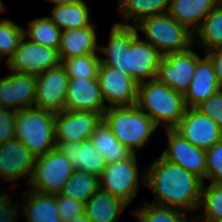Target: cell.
<instances>
[{"label":"cell","instance_id":"cell-1","mask_svg":"<svg viewBox=\"0 0 222 222\" xmlns=\"http://www.w3.org/2000/svg\"><path fill=\"white\" fill-rule=\"evenodd\" d=\"M100 65L130 75L138 84L156 79L163 55L137 34L133 25L114 23L108 44L99 45Z\"/></svg>","mask_w":222,"mask_h":222},{"label":"cell","instance_id":"cell-2","mask_svg":"<svg viewBox=\"0 0 222 222\" xmlns=\"http://www.w3.org/2000/svg\"><path fill=\"white\" fill-rule=\"evenodd\" d=\"M203 181L180 165L161 155L145 167V184L153 196L151 204L195 214L200 201Z\"/></svg>","mask_w":222,"mask_h":222},{"label":"cell","instance_id":"cell-3","mask_svg":"<svg viewBox=\"0 0 222 222\" xmlns=\"http://www.w3.org/2000/svg\"><path fill=\"white\" fill-rule=\"evenodd\" d=\"M136 105L164 129H174L187 109L183 94L157 79L138 84Z\"/></svg>","mask_w":222,"mask_h":222},{"label":"cell","instance_id":"cell-4","mask_svg":"<svg viewBox=\"0 0 222 222\" xmlns=\"http://www.w3.org/2000/svg\"><path fill=\"white\" fill-rule=\"evenodd\" d=\"M103 121L116 139L134 154L147 145L159 128L137 105L109 107L103 113Z\"/></svg>","mask_w":222,"mask_h":222},{"label":"cell","instance_id":"cell-5","mask_svg":"<svg viewBox=\"0 0 222 222\" xmlns=\"http://www.w3.org/2000/svg\"><path fill=\"white\" fill-rule=\"evenodd\" d=\"M137 34L163 56L181 52L194 45V33L179 24L168 12L146 17L134 25ZM141 33H143L141 36Z\"/></svg>","mask_w":222,"mask_h":222},{"label":"cell","instance_id":"cell-6","mask_svg":"<svg viewBox=\"0 0 222 222\" xmlns=\"http://www.w3.org/2000/svg\"><path fill=\"white\" fill-rule=\"evenodd\" d=\"M15 139L36 157L48 153L56 147L55 113L35 106L16 111Z\"/></svg>","mask_w":222,"mask_h":222},{"label":"cell","instance_id":"cell-7","mask_svg":"<svg viewBox=\"0 0 222 222\" xmlns=\"http://www.w3.org/2000/svg\"><path fill=\"white\" fill-rule=\"evenodd\" d=\"M138 154L108 163L99 176L100 188L129 205L137 196L140 182L145 184V169L139 171Z\"/></svg>","mask_w":222,"mask_h":222},{"label":"cell","instance_id":"cell-8","mask_svg":"<svg viewBox=\"0 0 222 222\" xmlns=\"http://www.w3.org/2000/svg\"><path fill=\"white\" fill-rule=\"evenodd\" d=\"M74 167L67 157L55 147L35 159L29 188L46 195L60 194L63 185L70 179Z\"/></svg>","mask_w":222,"mask_h":222},{"label":"cell","instance_id":"cell-9","mask_svg":"<svg viewBox=\"0 0 222 222\" xmlns=\"http://www.w3.org/2000/svg\"><path fill=\"white\" fill-rule=\"evenodd\" d=\"M195 47L165 54L159 62L156 79L184 95L195 74L197 61L202 57Z\"/></svg>","mask_w":222,"mask_h":222},{"label":"cell","instance_id":"cell-10","mask_svg":"<svg viewBox=\"0 0 222 222\" xmlns=\"http://www.w3.org/2000/svg\"><path fill=\"white\" fill-rule=\"evenodd\" d=\"M61 63L58 49L34 43L24 36L5 65L9 71L39 75Z\"/></svg>","mask_w":222,"mask_h":222},{"label":"cell","instance_id":"cell-11","mask_svg":"<svg viewBox=\"0 0 222 222\" xmlns=\"http://www.w3.org/2000/svg\"><path fill=\"white\" fill-rule=\"evenodd\" d=\"M36 156L17 139L9 140L0 144V179L12 183L16 189L20 179H26L29 184L34 170Z\"/></svg>","mask_w":222,"mask_h":222},{"label":"cell","instance_id":"cell-12","mask_svg":"<svg viewBox=\"0 0 222 222\" xmlns=\"http://www.w3.org/2000/svg\"><path fill=\"white\" fill-rule=\"evenodd\" d=\"M97 78L107 108L136 105L138 83L130 75L100 65Z\"/></svg>","mask_w":222,"mask_h":222},{"label":"cell","instance_id":"cell-13","mask_svg":"<svg viewBox=\"0 0 222 222\" xmlns=\"http://www.w3.org/2000/svg\"><path fill=\"white\" fill-rule=\"evenodd\" d=\"M167 147L161 156L167 161L180 165L186 171L206 180V150L192 145L175 129H165Z\"/></svg>","mask_w":222,"mask_h":222},{"label":"cell","instance_id":"cell-14","mask_svg":"<svg viewBox=\"0 0 222 222\" xmlns=\"http://www.w3.org/2000/svg\"><path fill=\"white\" fill-rule=\"evenodd\" d=\"M68 81L62 64L37 75L34 106L53 113L64 111Z\"/></svg>","mask_w":222,"mask_h":222},{"label":"cell","instance_id":"cell-15","mask_svg":"<svg viewBox=\"0 0 222 222\" xmlns=\"http://www.w3.org/2000/svg\"><path fill=\"white\" fill-rule=\"evenodd\" d=\"M9 72L0 78V107L15 111L34 107L37 75Z\"/></svg>","mask_w":222,"mask_h":222},{"label":"cell","instance_id":"cell-16","mask_svg":"<svg viewBox=\"0 0 222 222\" xmlns=\"http://www.w3.org/2000/svg\"><path fill=\"white\" fill-rule=\"evenodd\" d=\"M174 129L192 145L203 150L222 139V130L217 123L196 108H187Z\"/></svg>","mask_w":222,"mask_h":222},{"label":"cell","instance_id":"cell-17","mask_svg":"<svg viewBox=\"0 0 222 222\" xmlns=\"http://www.w3.org/2000/svg\"><path fill=\"white\" fill-rule=\"evenodd\" d=\"M103 114L85 111H61L55 113V140L82 142L91 138Z\"/></svg>","mask_w":222,"mask_h":222},{"label":"cell","instance_id":"cell-18","mask_svg":"<svg viewBox=\"0 0 222 222\" xmlns=\"http://www.w3.org/2000/svg\"><path fill=\"white\" fill-rule=\"evenodd\" d=\"M106 109L98 78H69L64 110L103 114Z\"/></svg>","mask_w":222,"mask_h":222},{"label":"cell","instance_id":"cell-19","mask_svg":"<svg viewBox=\"0 0 222 222\" xmlns=\"http://www.w3.org/2000/svg\"><path fill=\"white\" fill-rule=\"evenodd\" d=\"M56 147L67 157L74 170L100 176L107 165L91 139L82 142L56 141Z\"/></svg>","mask_w":222,"mask_h":222},{"label":"cell","instance_id":"cell-20","mask_svg":"<svg viewBox=\"0 0 222 222\" xmlns=\"http://www.w3.org/2000/svg\"><path fill=\"white\" fill-rule=\"evenodd\" d=\"M97 26L62 31L58 53L61 62L72 57L99 53Z\"/></svg>","mask_w":222,"mask_h":222},{"label":"cell","instance_id":"cell-21","mask_svg":"<svg viewBox=\"0 0 222 222\" xmlns=\"http://www.w3.org/2000/svg\"><path fill=\"white\" fill-rule=\"evenodd\" d=\"M218 91L219 87L213 64L204 53V56L197 61L191 84L183 95L187 108H195Z\"/></svg>","mask_w":222,"mask_h":222},{"label":"cell","instance_id":"cell-22","mask_svg":"<svg viewBox=\"0 0 222 222\" xmlns=\"http://www.w3.org/2000/svg\"><path fill=\"white\" fill-rule=\"evenodd\" d=\"M19 199L26 222H58L60 218L55 195H46L30 189L21 191Z\"/></svg>","mask_w":222,"mask_h":222},{"label":"cell","instance_id":"cell-23","mask_svg":"<svg viewBox=\"0 0 222 222\" xmlns=\"http://www.w3.org/2000/svg\"><path fill=\"white\" fill-rule=\"evenodd\" d=\"M220 3L219 0H171L168 13L195 33L204 18Z\"/></svg>","mask_w":222,"mask_h":222},{"label":"cell","instance_id":"cell-24","mask_svg":"<svg viewBox=\"0 0 222 222\" xmlns=\"http://www.w3.org/2000/svg\"><path fill=\"white\" fill-rule=\"evenodd\" d=\"M127 204L99 188L86 202L84 213L91 222H117Z\"/></svg>","mask_w":222,"mask_h":222},{"label":"cell","instance_id":"cell-25","mask_svg":"<svg viewBox=\"0 0 222 222\" xmlns=\"http://www.w3.org/2000/svg\"><path fill=\"white\" fill-rule=\"evenodd\" d=\"M117 2V14L123 21L116 23L134 26L146 17L167 13L171 0H117Z\"/></svg>","mask_w":222,"mask_h":222},{"label":"cell","instance_id":"cell-26","mask_svg":"<svg viewBox=\"0 0 222 222\" xmlns=\"http://www.w3.org/2000/svg\"><path fill=\"white\" fill-rule=\"evenodd\" d=\"M87 2L77 0L72 3L53 6L50 11V20L61 30H70L91 26V11Z\"/></svg>","mask_w":222,"mask_h":222},{"label":"cell","instance_id":"cell-27","mask_svg":"<svg viewBox=\"0 0 222 222\" xmlns=\"http://www.w3.org/2000/svg\"><path fill=\"white\" fill-rule=\"evenodd\" d=\"M91 141L106 163H113L129 158L133 153L121 144L102 120L91 135Z\"/></svg>","mask_w":222,"mask_h":222},{"label":"cell","instance_id":"cell-28","mask_svg":"<svg viewBox=\"0 0 222 222\" xmlns=\"http://www.w3.org/2000/svg\"><path fill=\"white\" fill-rule=\"evenodd\" d=\"M194 45L205 52L222 48V3L220 2L205 18L194 33Z\"/></svg>","mask_w":222,"mask_h":222},{"label":"cell","instance_id":"cell-29","mask_svg":"<svg viewBox=\"0 0 222 222\" xmlns=\"http://www.w3.org/2000/svg\"><path fill=\"white\" fill-rule=\"evenodd\" d=\"M142 202L138 209L129 210L137 217V222H194V216H188L183 210Z\"/></svg>","mask_w":222,"mask_h":222},{"label":"cell","instance_id":"cell-30","mask_svg":"<svg viewBox=\"0 0 222 222\" xmlns=\"http://www.w3.org/2000/svg\"><path fill=\"white\" fill-rule=\"evenodd\" d=\"M62 31L48 16L34 18L28 21V28L24 27V36L37 44L59 48Z\"/></svg>","mask_w":222,"mask_h":222},{"label":"cell","instance_id":"cell-31","mask_svg":"<svg viewBox=\"0 0 222 222\" xmlns=\"http://www.w3.org/2000/svg\"><path fill=\"white\" fill-rule=\"evenodd\" d=\"M99 188V176L74 170L70 179L63 185L60 194L85 203Z\"/></svg>","mask_w":222,"mask_h":222},{"label":"cell","instance_id":"cell-32","mask_svg":"<svg viewBox=\"0 0 222 222\" xmlns=\"http://www.w3.org/2000/svg\"><path fill=\"white\" fill-rule=\"evenodd\" d=\"M198 211L202 214H195L194 221L222 219V183H203Z\"/></svg>","mask_w":222,"mask_h":222},{"label":"cell","instance_id":"cell-33","mask_svg":"<svg viewBox=\"0 0 222 222\" xmlns=\"http://www.w3.org/2000/svg\"><path fill=\"white\" fill-rule=\"evenodd\" d=\"M69 78L97 79L100 67V54L92 53L65 59L61 63Z\"/></svg>","mask_w":222,"mask_h":222},{"label":"cell","instance_id":"cell-34","mask_svg":"<svg viewBox=\"0 0 222 222\" xmlns=\"http://www.w3.org/2000/svg\"><path fill=\"white\" fill-rule=\"evenodd\" d=\"M24 27L10 17L0 19V58L7 59L5 63L13 56L24 37Z\"/></svg>","mask_w":222,"mask_h":222},{"label":"cell","instance_id":"cell-35","mask_svg":"<svg viewBox=\"0 0 222 222\" xmlns=\"http://www.w3.org/2000/svg\"><path fill=\"white\" fill-rule=\"evenodd\" d=\"M222 183V139L206 150V180Z\"/></svg>","mask_w":222,"mask_h":222},{"label":"cell","instance_id":"cell-36","mask_svg":"<svg viewBox=\"0 0 222 222\" xmlns=\"http://www.w3.org/2000/svg\"><path fill=\"white\" fill-rule=\"evenodd\" d=\"M58 213L65 222H70L76 216L84 213L85 203L61 194L55 195Z\"/></svg>","mask_w":222,"mask_h":222},{"label":"cell","instance_id":"cell-37","mask_svg":"<svg viewBox=\"0 0 222 222\" xmlns=\"http://www.w3.org/2000/svg\"><path fill=\"white\" fill-rule=\"evenodd\" d=\"M204 116L209 117L222 130V91L216 92L195 107Z\"/></svg>","mask_w":222,"mask_h":222},{"label":"cell","instance_id":"cell-38","mask_svg":"<svg viewBox=\"0 0 222 222\" xmlns=\"http://www.w3.org/2000/svg\"><path fill=\"white\" fill-rule=\"evenodd\" d=\"M10 194L5 190L0 193V222H17L21 218L20 201H14L15 195L11 197Z\"/></svg>","mask_w":222,"mask_h":222},{"label":"cell","instance_id":"cell-39","mask_svg":"<svg viewBox=\"0 0 222 222\" xmlns=\"http://www.w3.org/2000/svg\"><path fill=\"white\" fill-rule=\"evenodd\" d=\"M16 111L0 107V144L15 138Z\"/></svg>","mask_w":222,"mask_h":222},{"label":"cell","instance_id":"cell-40","mask_svg":"<svg viewBox=\"0 0 222 222\" xmlns=\"http://www.w3.org/2000/svg\"><path fill=\"white\" fill-rule=\"evenodd\" d=\"M204 53L209 57L213 64L218 87L219 90L222 91V48L213 49Z\"/></svg>","mask_w":222,"mask_h":222},{"label":"cell","instance_id":"cell-41","mask_svg":"<svg viewBox=\"0 0 222 222\" xmlns=\"http://www.w3.org/2000/svg\"><path fill=\"white\" fill-rule=\"evenodd\" d=\"M45 1H48V2L52 3L54 6H58V5L72 3V2H75L77 0H45Z\"/></svg>","mask_w":222,"mask_h":222},{"label":"cell","instance_id":"cell-42","mask_svg":"<svg viewBox=\"0 0 222 222\" xmlns=\"http://www.w3.org/2000/svg\"><path fill=\"white\" fill-rule=\"evenodd\" d=\"M70 222H91L89 220V218L86 216L85 213L79 215V216H76L75 218H73Z\"/></svg>","mask_w":222,"mask_h":222},{"label":"cell","instance_id":"cell-43","mask_svg":"<svg viewBox=\"0 0 222 222\" xmlns=\"http://www.w3.org/2000/svg\"><path fill=\"white\" fill-rule=\"evenodd\" d=\"M7 10L6 5L0 0V15ZM1 19V18H0Z\"/></svg>","mask_w":222,"mask_h":222},{"label":"cell","instance_id":"cell-44","mask_svg":"<svg viewBox=\"0 0 222 222\" xmlns=\"http://www.w3.org/2000/svg\"><path fill=\"white\" fill-rule=\"evenodd\" d=\"M194 222H222V219L216 220V221H194Z\"/></svg>","mask_w":222,"mask_h":222},{"label":"cell","instance_id":"cell-45","mask_svg":"<svg viewBox=\"0 0 222 222\" xmlns=\"http://www.w3.org/2000/svg\"><path fill=\"white\" fill-rule=\"evenodd\" d=\"M58 222H65V221L61 218H58Z\"/></svg>","mask_w":222,"mask_h":222}]
</instances>
